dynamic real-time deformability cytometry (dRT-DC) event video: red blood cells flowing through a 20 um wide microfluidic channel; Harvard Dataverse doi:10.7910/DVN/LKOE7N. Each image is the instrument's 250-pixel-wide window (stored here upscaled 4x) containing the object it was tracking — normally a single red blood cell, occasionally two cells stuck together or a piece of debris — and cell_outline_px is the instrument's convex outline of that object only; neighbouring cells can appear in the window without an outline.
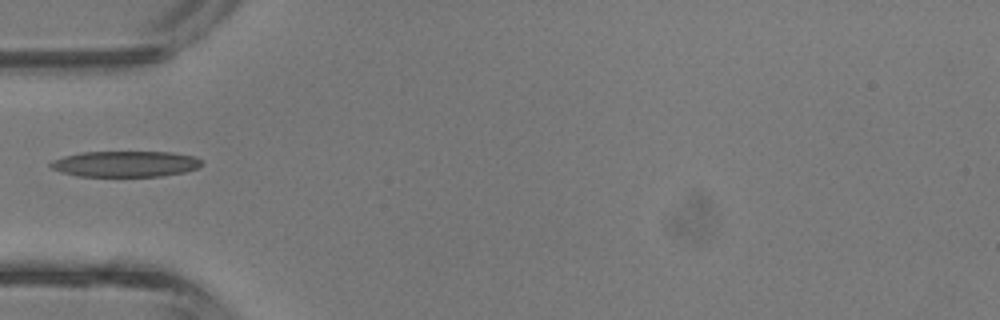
{"species": "common noctule bat (a hibernating species)", "species_latin": "Nyctalus noctula", "temperature_condition": "room temperature", "stored_images_in_passage": 29, "camera_frame_rate_fps": 3000, "um_per_image_px": 0.085, "animal": {"sex": "male", "body_mass_g": 13.3}, "frame": {"image": 1, "passage_image": 1, "time_ms": 0.0, "image_size_px": [1000, 320], "cell_outline_px": [[204, 164], [196, 168], [184, 172], [160, 176], [76, 176], [60, 172], [52, 168], [48, 164], [52, 160], [64, 156], [80, 152], [172, 152], [192, 156], [200, 160]], "centroid_in_image_um": [10.61, 13.93], "position_along_channel_um": 74.4, "area_um2": 22.77}}
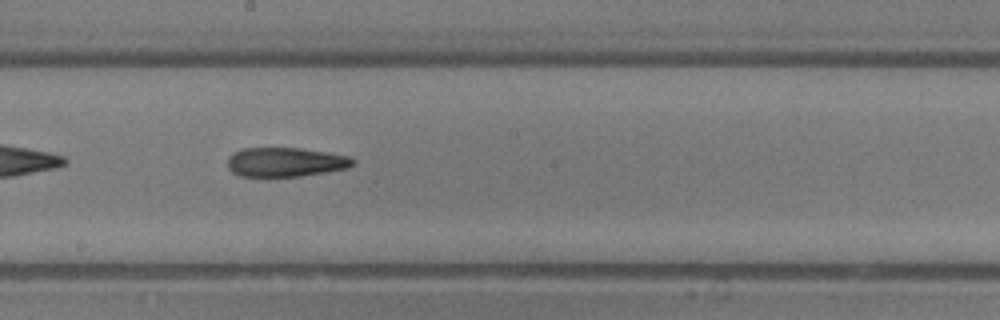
{"frame": {"image": 2, "passage_image": 10, "time_ms": 3.0, "image_size_px": [1000, 320], "cell_outline_px": [[356, 160], [348, 168], [300, 176], [240, 176], [232, 172], [228, 168], [228, 156], [232, 152], [244, 148], [300, 148], [328, 152], [348, 156]], "centroid_in_image_um": [24.24, 13.77], "position_along_channel_um": 224.0, "area_um2": 21.33}}
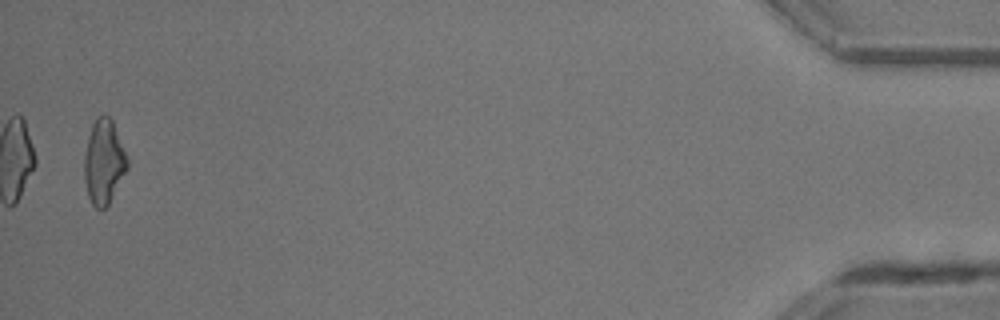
{"frame": {"image": 3, "passage_image": 28, "time_ms": 9.0, "image_size_px": [1000, 320], "cell_outline_px": [[128, 168], [108, 204], [104, 208], [96, 208], [92, 204], [88, 196], [84, 180], [84, 156], [88, 136], [92, 124], [96, 116], [108, 116], [112, 120], [128, 160]], "centroid_in_image_um": [8.81, 13.76], "position_along_channel_um": 426.4, "area_um2": 20.92}}